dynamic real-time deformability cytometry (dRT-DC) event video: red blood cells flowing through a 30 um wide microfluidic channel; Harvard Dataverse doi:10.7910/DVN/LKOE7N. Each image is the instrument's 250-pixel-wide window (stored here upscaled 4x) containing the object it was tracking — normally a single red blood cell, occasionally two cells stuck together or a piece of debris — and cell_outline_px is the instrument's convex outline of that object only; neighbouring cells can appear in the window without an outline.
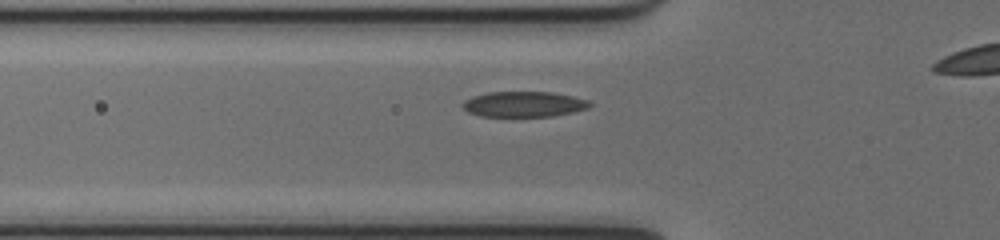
{"species": "common noctule bat (a hibernating species)", "species_latin": "Nyctalus noctula", "temperature_condition": "cold", "stored_images_in_passage": 30, "camera_frame_rate_fps": 3000, "um_per_image_px": 0.085, "animal": {"sex": "female", "body_mass_g": 17.0, "forearm_length_mm": 48.0}, "frame": {"image": 1, "passage_image": 4, "time_ms": 1.0, "image_size_px": [1000, 240], "cell_outline_px": [[592, 104], [588, 108], [572, 112], [552, 116], [480, 116], [468, 112], [460, 104], [464, 100], [472, 96], [488, 92], [552, 92], [572, 96], [588, 100]], "centroid_in_image_um": [44.5, 8.85], "position_along_channel_um": 81.3, "area_um2": 18.84}}
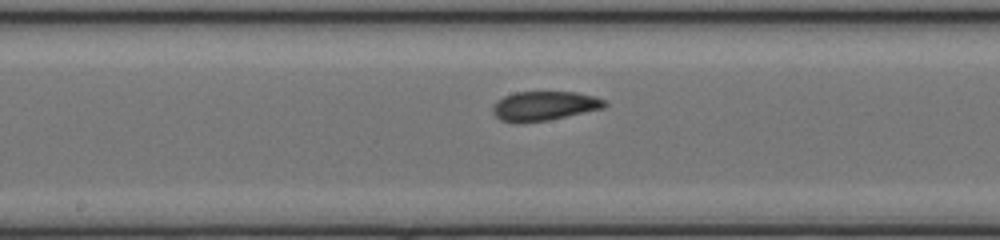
{"frame": {"image": 2, "passage_image": 13, "time_ms": 4.0, "image_size_px": [1000, 240], "cell_outline_px": [[608, 104], [604, 108], [548, 120], [500, 120], [492, 112], [492, 108], [496, 100], [504, 96], [516, 92], [576, 92], [596, 96], [608, 100]], "centroid_in_image_um": [46.34, 8.96], "position_along_channel_um": 201.9, "area_um2": 18.73}}
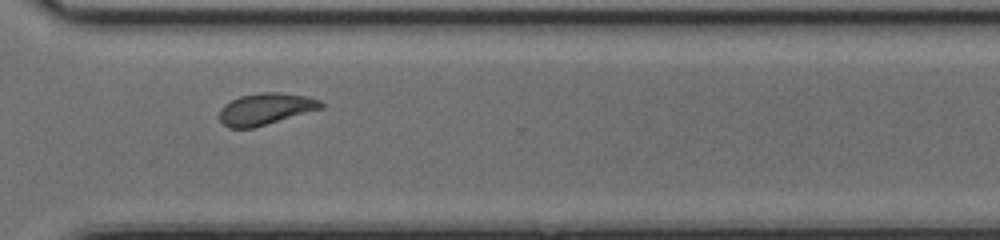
{"frame": {"image": 3, "passage_image": 24, "time_ms": 7.667, "image_size_px": [1000, 240], "cell_outline_px": [[324, 108], [252, 128], [228, 128], [220, 120], [220, 108], [224, 104], [240, 96], [260, 92], [280, 92], [308, 96], [320, 100], [324, 104]], "centroid_in_image_um": [22.6, 9.25], "position_along_channel_um": 348.0, "area_um2": 18.79}}